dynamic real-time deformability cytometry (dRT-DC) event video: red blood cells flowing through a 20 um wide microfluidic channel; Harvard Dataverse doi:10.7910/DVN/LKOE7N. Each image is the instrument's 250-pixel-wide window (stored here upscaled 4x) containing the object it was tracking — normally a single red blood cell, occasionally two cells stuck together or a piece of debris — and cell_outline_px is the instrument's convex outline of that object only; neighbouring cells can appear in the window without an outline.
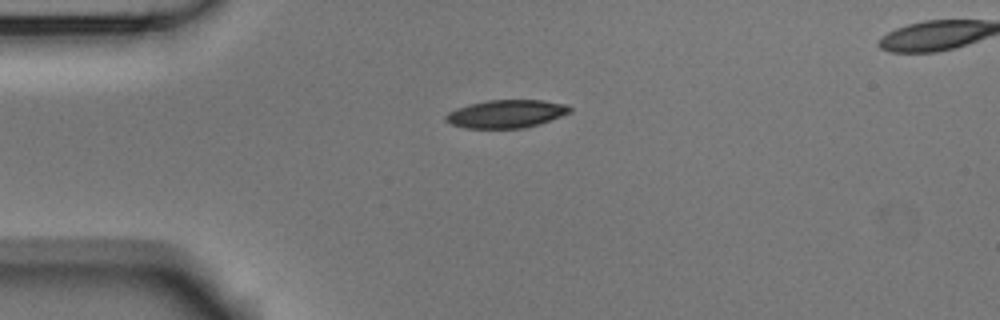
{"species": "Egyptian fruit bat (a non-hibernating species)", "species_latin": "Rousettus aegyptiacus", "temperature_condition": "room temperature", "stored_images_in_passage": 42, "camera_frame_rate_fps": 3000, "um_per_image_px": 0.085, "animal": {"sex": "male"}, "frame": {"image": 1, "passage_image": 1, "time_ms": 0.0, "image_size_px": [1000, 320], "cell_outline_px": [[572, 112], [524, 128], [464, 128], [452, 124], [444, 120], [444, 116], [448, 112], [456, 108], [468, 104], [488, 100], [544, 100], [564, 104], [572, 108]], "centroid_in_image_um": [42.98, 9.67], "position_along_channel_um": 42.0, "area_um2": 20.17}}
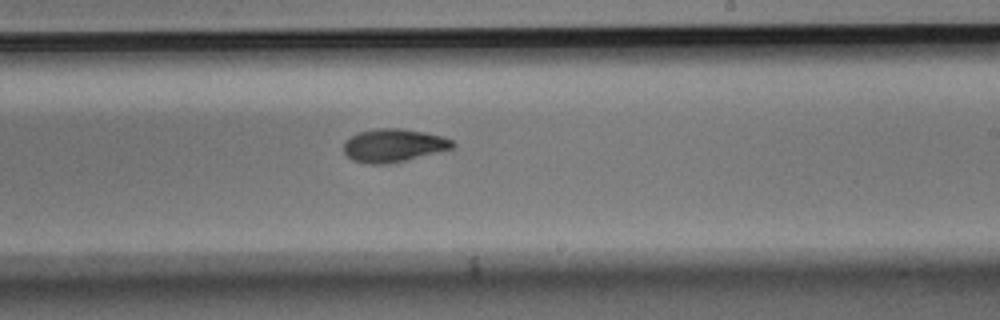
{"frame": {"image": 2, "passage_image": 20, "time_ms": 6.333, "image_size_px": [1000, 320], "cell_outline_px": [[456, 144], [452, 148], [388, 164], [368, 164], [352, 160], [344, 152], [344, 144], [356, 132], [376, 128], [400, 128], [424, 132], [440, 136], [452, 140]], "centroid_in_image_um": [33.42, 12.35], "position_along_channel_um": 255.6, "area_um2": 20.75}}
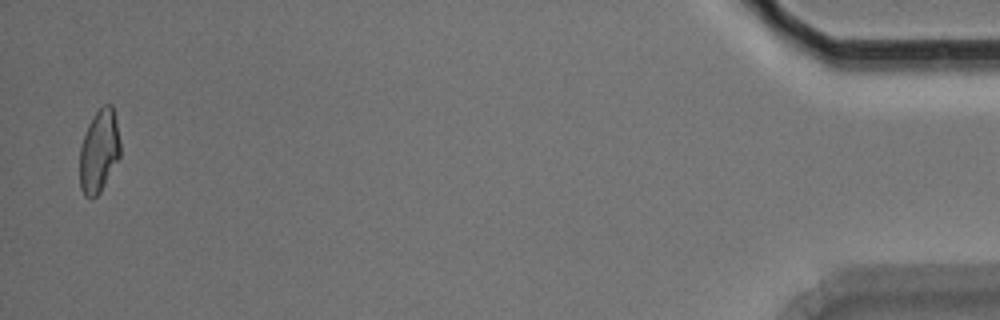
{"frame": {"image": 3, "passage_image": 41, "time_ms": 13.333, "image_size_px": [1000, 320], "cell_outline_px": [[120, 156], [100, 192], [96, 196], [84, 196], [80, 188], [80, 148], [88, 124], [92, 116], [104, 104], [112, 104], [120, 140]], "centroid_in_image_um": [8.42, 12.83], "position_along_channel_um": 426.8, "area_um2": 19.36}}